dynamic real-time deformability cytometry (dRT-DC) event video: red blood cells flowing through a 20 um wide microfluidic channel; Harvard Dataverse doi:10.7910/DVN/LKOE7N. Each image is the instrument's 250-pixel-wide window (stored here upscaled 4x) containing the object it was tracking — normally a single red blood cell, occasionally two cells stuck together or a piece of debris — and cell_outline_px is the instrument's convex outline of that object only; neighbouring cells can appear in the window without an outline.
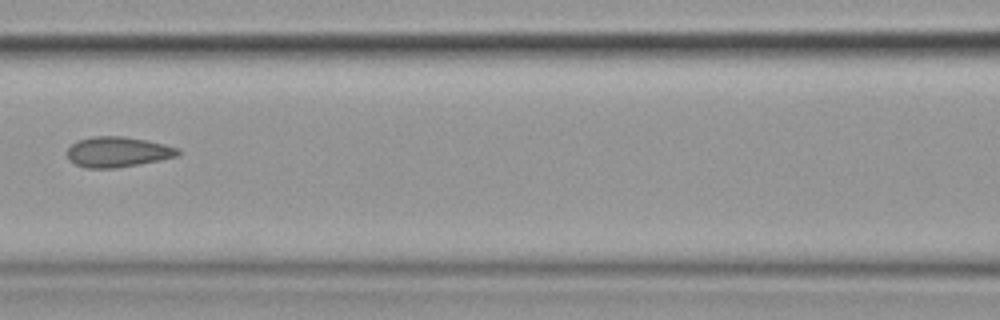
{"species": "common noctule bat (a hibernating species)", "species_latin": "Nyctalus noctula", "temperature_condition": "cold", "stored_images_in_passage": 14, "camera_frame_rate_fps": 3000, "um_per_image_px": 0.085, "animal": {"sex": "female", "body_mass_g": 19.9}, "frame": {"image": 1, "passage_image": 7, "time_ms": 8.0, "image_size_px": [1000, 320], "cell_outline_px": [[180, 152], [176, 156], [160, 160], [116, 168], [88, 168], [76, 164], [68, 160], [68, 148], [72, 144], [80, 140], [92, 136], [120, 136], [148, 140], [180, 148]], "centroid_in_image_um": [10.02, 12.91], "position_along_channel_um": 156.6, "area_um2": 19.48}}
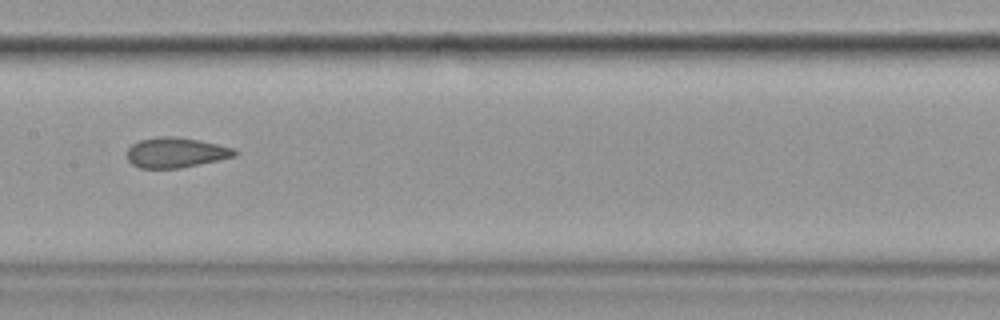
{"frame": {"image": 2, "passage_image": 8, "time_ms": 9.0, "image_size_px": [1000, 320], "cell_outline_px": [[236, 156], [180, 168], [140, 168], [132, 164], [128, 160], [124, 152], [132, 144], [140, 140], [160, 136], [172, 136], [200, 140], [236, 148]], "centroid_in_image_um": [14.92, 12.96], "position_along_channel_um": 192.5, "area_um2": 19.02}, "authors_computed_cell_mechanics": {"area_um2": 20.6057, "velocity_mm_per_s": 3.6105, "shape_relaxation_time_tau1_ms": null, "shape_relaxation_time_tau2_ms": 3.0307, "deformation_change_tau1": null, "deformation_change_tau2": 0.0774}}